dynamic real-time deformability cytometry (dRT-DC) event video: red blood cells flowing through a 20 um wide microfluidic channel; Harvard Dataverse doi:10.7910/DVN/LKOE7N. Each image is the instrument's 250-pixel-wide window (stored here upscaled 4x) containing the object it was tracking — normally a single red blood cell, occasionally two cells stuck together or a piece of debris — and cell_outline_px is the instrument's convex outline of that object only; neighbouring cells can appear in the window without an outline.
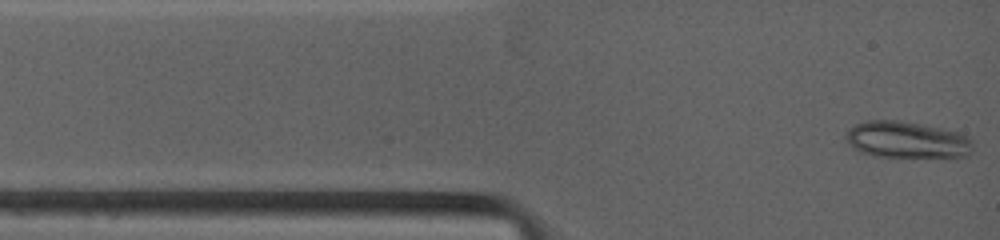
{"species": "common noctule bat (a hibernating species)", "species_latin": "Nyctalus noctula", "temperature_condition": "warm", "stored_images_in_passage": 42, "camera_frame_rate_fps": 4500, "um_per_image_px": 0.085, "animal": {"sex": "female", "body_mass_g": 19.0, "forearm_length_mm": 53.3}, "frame": {"image": 1, "passage_image": 1, "time_ms": 0.0, "image_size_px": [1000, 240], "cell_outline_px": [[972, 152], [968, 156], [944, 160], [880, 156], [860, 152], [852, 148], [844, 136], [848, 128], [856, 124], [868, 120], [900, 120], [940, 128], [956, 132], [968, 136], [972, 140]], "centroid_in_image_um": [77.14, 11.93], "position_along_channel_um": 7.9, "area_um2": 28.15}}
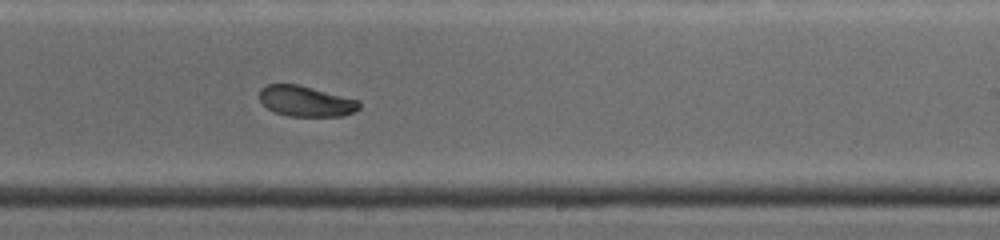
{"frame": {"image": 2, "passage_image": 20, "time_ms": 7.556, "image_size_px": [1000, 240], "cell_outline_px": [[360, 108], [352, 112], [340, 116], [288, 116], [276, 112], [268, 108], [260, 100], [260, 88], [268, 84], [296, 84], [360, 100]], "centroid_in_image_um": [26.0, 8.6], "position_along_channel_um": 263.0, "area_um2": 17.57}}
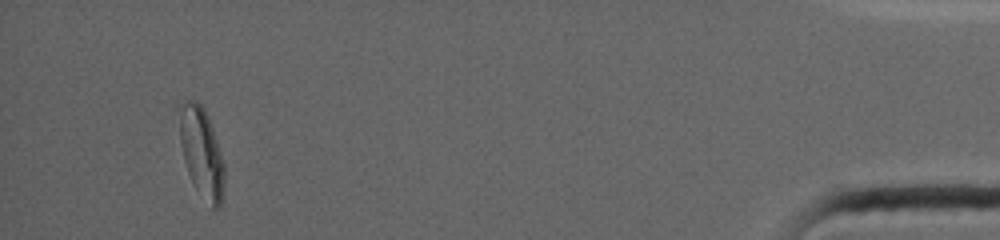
{"frame": {"image": 3, "passage_image": 38, "time_ms": 14.222, "image_size_px": [1000, 240], "cell_outline_px": [[224, 184], [220, 208], [212, 208], [196, 188], [188, 172], [184, 160], [180, 144], [176, 108], [180, 104], [188, 100], [192, 100], [200, 104], [204, 108], [208, 116], [224, 164]], "centroid_in_image_um": [17.09, 12.9], "position_along_channel_um": 418.1, "area_um2": 23.58}, "authors_computed_cell_mechanics": {"area_um2": 20.8658, "velocity_mm_per_s": 3.9244, "shape_relaxation_time_tau1_ms": 7.651, "shape_relaxation_time_tau2_ms": 2.6509, "deformation_change_tau1": 0.1643, "deformation_change_tau2": 0.0597}}